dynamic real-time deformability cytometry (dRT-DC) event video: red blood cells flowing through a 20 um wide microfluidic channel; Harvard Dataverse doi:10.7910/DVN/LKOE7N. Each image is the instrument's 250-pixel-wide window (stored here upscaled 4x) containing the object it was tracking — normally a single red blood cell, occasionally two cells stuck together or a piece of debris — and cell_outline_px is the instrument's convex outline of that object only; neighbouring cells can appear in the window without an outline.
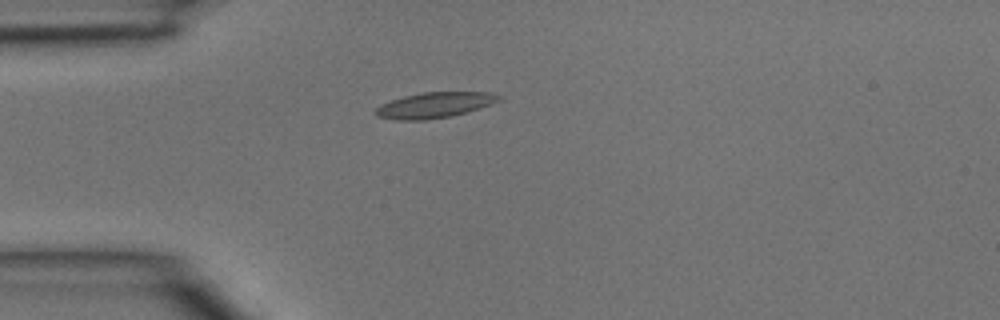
{"species": "common noctule bat (a hibernating species)", "species_latin": "Nyctalus noctula", "temperature_condition": "room temperature", "stored_images_in_passage": 1, "camera_frame_rate_fps": 3000, "um_per_image_px": 0.085, "animal": {"sex": "male", "body_mass_g": 15.6}, "frame": {"image": 1, "passage_image": 1, "time_ms": 0.0, "image_size_px": [1000, 320], "cell_outline_px": [[504, 96], [500, 100], [480, 108], [448, 116], [424, 120], [392, 120], [376, 116], [372, 112], [380, 104], [404, 96], [424, 92], [492, 92]], "centroid_in_image_um": [36.9, 8.93], "position_along_channel_um": 48.1, "area_um2": 18.38}}